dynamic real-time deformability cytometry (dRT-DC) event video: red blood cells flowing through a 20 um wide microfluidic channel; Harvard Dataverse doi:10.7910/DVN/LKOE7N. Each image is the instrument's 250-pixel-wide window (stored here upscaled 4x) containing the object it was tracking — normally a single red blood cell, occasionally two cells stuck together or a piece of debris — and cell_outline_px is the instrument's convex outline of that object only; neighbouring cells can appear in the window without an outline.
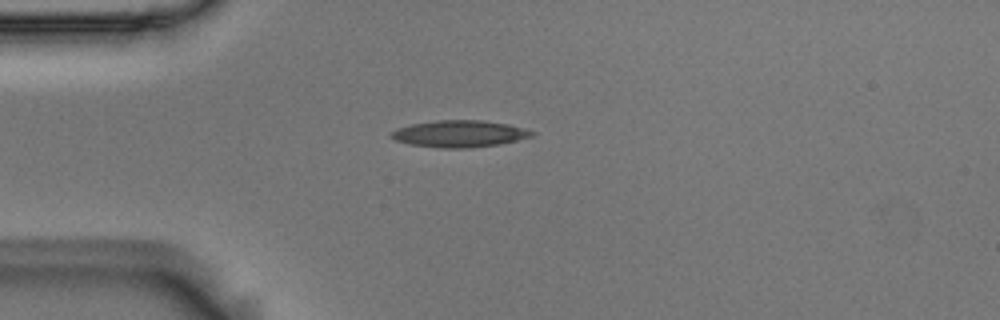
{"species": "Egyptian fruit bat (a non-hibernating species)", "species_latin": "Rousettus aegyptiacus", "temperature_condition": "room temperature", "stored_images_in_passage": 6, "camera_frame_rate_fps": 3000, "um_per_image_px": 0.085, "animal": {"sex": "male"}, "frame": {"image": 1, "passage_image": 6, "time_ms": 1.667, "image_size_px": [1000, 320], "cell_outline_px": [[536, 132], [532, 136], [500, 144], [468, 148], [440, 148], [408, 144], [396, 140], [388, 136], [396, 128], [412, 124], [436, 120], [480, 120], [508, 124], [524, 128]], "centroid_in_image_um": [39.03, 11.37], "position_along_channel_um": 46.0, "area_um2": 21.96}}